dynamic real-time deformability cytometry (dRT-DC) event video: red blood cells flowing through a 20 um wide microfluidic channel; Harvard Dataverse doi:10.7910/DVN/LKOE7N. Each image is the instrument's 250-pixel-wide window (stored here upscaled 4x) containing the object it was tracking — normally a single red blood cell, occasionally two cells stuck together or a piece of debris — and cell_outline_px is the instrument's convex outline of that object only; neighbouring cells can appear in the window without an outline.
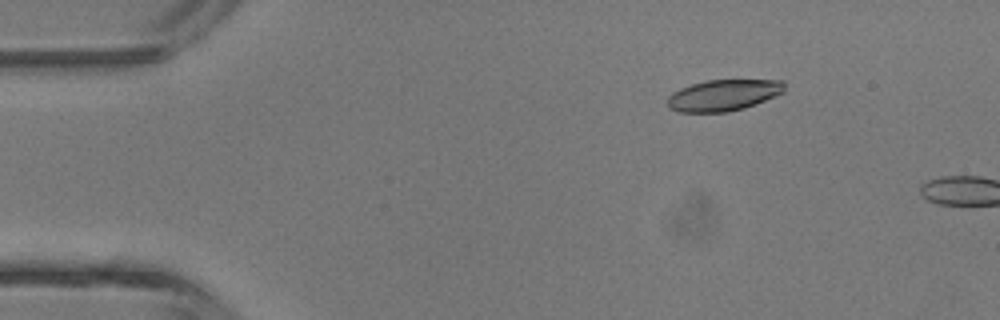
{"species": "common noctule bat (a hibernating species)", "species_latin": "Nyctalus noctula", "temperature_condition": "room temperature", "stored_images_in_passage": 3, "camera_frame_rate_fps": 3000, "um_per_image_px": 0.085, "animal": {"sex": "male", "body_mass_g": 13.3}, "frame": {"image": 1, "passage_image": 2, "time_ms": 1.0, "image_size_px": [1000, 320], "cell_outline_px": [[784, 92], [744, 108], [728, 112], [680, 112], [672, 108], [668, 104], [668, 96], [672, 92], [680, 88], [692, 84], [708, 80], [784, 80]], "centroid_in_image_um": [61.49, 8.08], "position_along_channel_um": 23.5, "area_um2": 21.1}}